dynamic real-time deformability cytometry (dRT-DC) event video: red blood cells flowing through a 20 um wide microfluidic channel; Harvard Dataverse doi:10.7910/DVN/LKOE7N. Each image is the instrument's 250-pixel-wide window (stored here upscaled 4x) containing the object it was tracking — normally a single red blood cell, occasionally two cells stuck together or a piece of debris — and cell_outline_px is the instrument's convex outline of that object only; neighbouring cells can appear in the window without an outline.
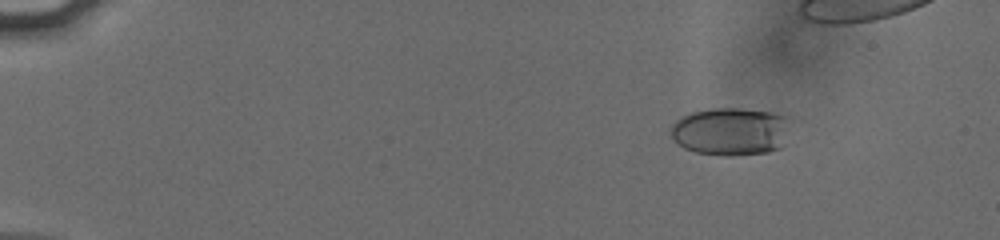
{"species": "human", "species_latin": "Homo sapiens", "temperature_condition": "cold", "stored_images_in_passage": 48, "camera_frame_rate_fps": 3000, "um_per_image_px": 0.085, "donor": {"sex": "male"}, "frame": {"image": 1, "passage_image": 5, "time_ms": 1.333, "image_size_px": [1000, 240], "cell_outline_px": [[792, 116], [784, 144], [780, 148], [768, 152], [732, 156], [724, 156], [696, 152], [684, 148], [668, 132], [672, 124], [680, 116], [692, 112], [708, 108], [740, 108], [772, 112]], "centroid_in_image_um": [62.14, 11.15], "position_along_channel_um": 22.9, "area_um2": 34.04}}
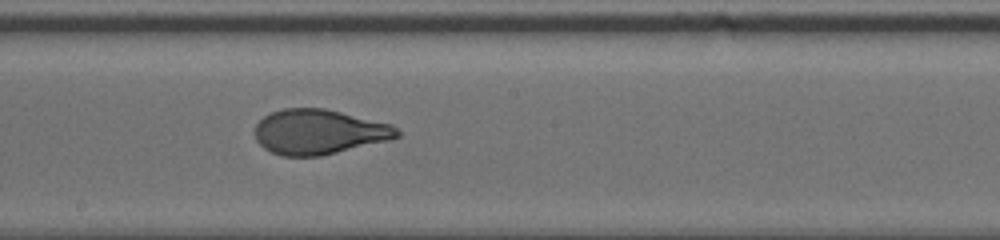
{"frame": {"image": 2, "passage_image": 30, "time_ms": 9.667, "image_size_px": [1000, 240], "cell_outline_px": [[400, 136], [388, 140], [320, 156], [284, 156], [272, 152], [264, 148], [256, 140], [256, 124], [264, 116], [272, 112], [284, 108], [324, 108], [392, 124], [400, 132]], "centroid_in_image_um": [27.11, 11.2], "position_along_channel_um": 221.1, "area_um2": 36.93}}
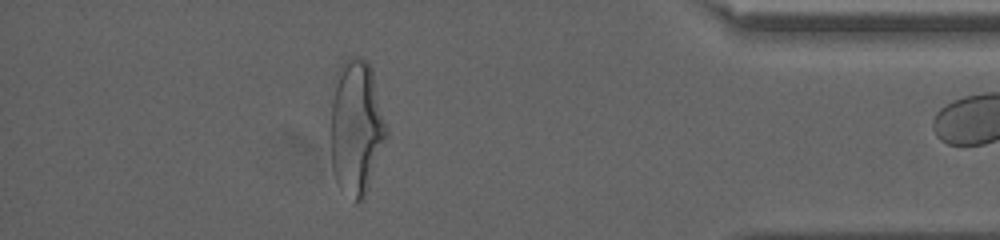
{"frame": {"image": 3, "passage_image": 47, "time_ms": 15.333, "image_size_px": [1000, 240], "cell_outline_px": [[388, 136], [364, 200], [360, 204], [356, 204], [336, 184], [332, 168], [328, 132], [332, 100], [340, 68], [344, 60], [352, 56], [356, 56], [364, 60], [372, 68], [388, 128]], "centroid_in_image_um": [30.28, 10.92], "position_along_channel_um": 404.9, "area_um2": 44.91}}